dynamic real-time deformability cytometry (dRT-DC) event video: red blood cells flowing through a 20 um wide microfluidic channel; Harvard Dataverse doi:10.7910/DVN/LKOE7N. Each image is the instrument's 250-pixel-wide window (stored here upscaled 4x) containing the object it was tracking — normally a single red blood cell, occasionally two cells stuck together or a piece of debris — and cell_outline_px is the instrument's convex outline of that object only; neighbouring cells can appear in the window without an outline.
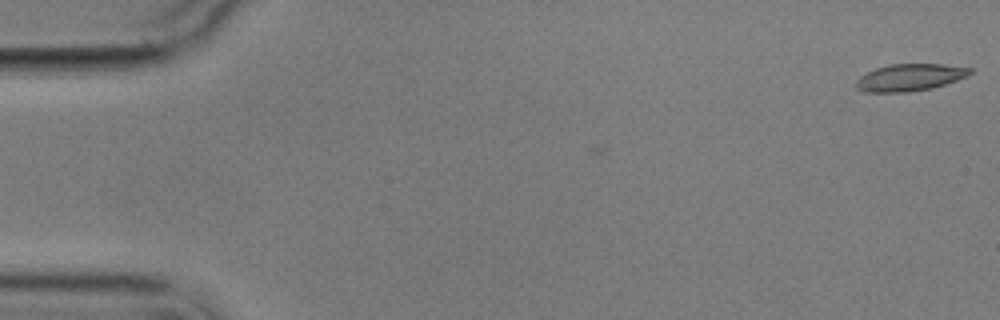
{"species": "common noctule bat (a hibernating species)", "species_latin": "Nyctalus noctula", "temperature_condition": "cold", "stored_images_in_passage": 7, "camera_frame_rate_fps": 3000, "um_per_image_px": 0.085, "animal": {"sex": "male", "body_mass_g": 17.9}, "frame": {"image": 1, "passage_image": 1, "time_ms": 0.0, "image_size_px": [1000, 320], "cell_outline_px": [[972, 72], [968, 76], [932, 88], [908, 92], [864, 92], [856, 88], [856, 80], [860, 76], [876, 68], [888, 64], [940, 64], [972, 68]], "centroid_in_image_um": [77.32, 6.58], "position_along_channel_um": 7.7, "area_um2": 17.92}}
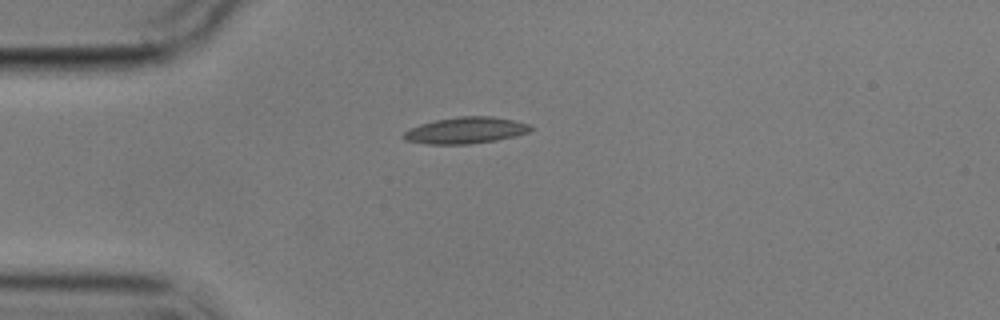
{"frame": {"image": 2, "passage_image": 5, "time_ms": 4.667, "image_size_px": [1000, 320], "cell_outline_px": [[536, 128], [528, 132], [496, 140], [468, 144], [428, 144], [404, 140], [400, 136], [404, 132], [420, 124], [436, 120], [460, 116], [492, 116], [512, 120], [528, 124]], "centroid_in_image_um": [39.56, 11.08], "position_along_channel_um": 45.4, "area_um2": 19.42}}
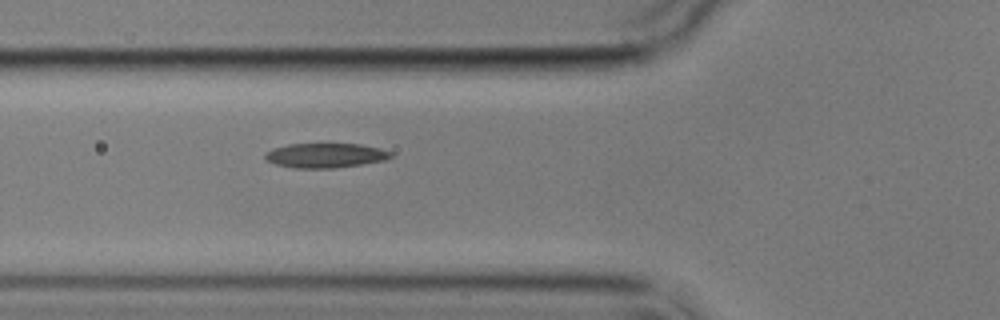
{"frame": {"image": 3, "passage_image": 7, "time_ms": 6.667, "image_size_px": [1000, 320], "cell_outline_px": [[392, 156], [388, 160], [336, 168], [296, 168], [276, 164], [268, 160], [264, 156], [268, 152], [276, 148], [288, 144], [360, 144], [380, 148], [392, 152]], "centroid_in_image_um": [27.74, 13.21], "position_along_channel_um": 98.1, "area_um2": 17.86}}